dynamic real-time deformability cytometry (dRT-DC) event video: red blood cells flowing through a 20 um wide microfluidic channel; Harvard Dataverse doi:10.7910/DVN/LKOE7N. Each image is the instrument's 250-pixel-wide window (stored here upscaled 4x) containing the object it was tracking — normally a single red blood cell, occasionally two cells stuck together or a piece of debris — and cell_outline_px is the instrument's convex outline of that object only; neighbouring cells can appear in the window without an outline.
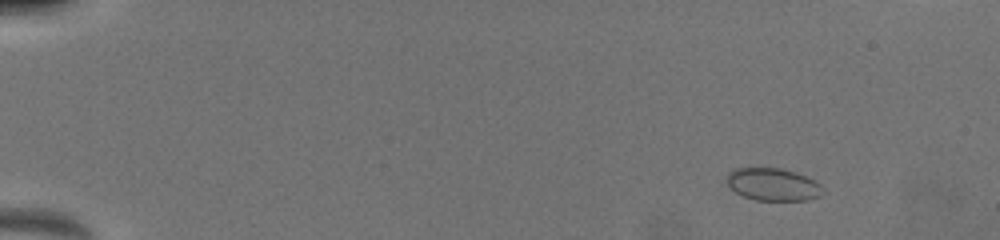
{"species": "common noctule bat (a hibernating species)", "species_latin": "Nyctalus noctula", "temperature_condition": "warm", "stored_images_in_passage": 44, "camera_frame_rate_fps": 3000, "um_per_image_px": 0.085, "animal": {"sex": "female", "body_mass_g": 19.5, "forearm_length_mm": 54.1}, "frame": {"image": 1, "passage_image": 2, "time_ms": 0.333, "image_size_px": [1000, 240], "cell_outline_px": [[824, 188], [820, 196], [808, 200], [756, 200], [744, 196], [736, 192], [724, 180], [728, 172], [736, 168], [780, 168], [804, 176], [820, 184]], "centroid_in_image_um": [65.67, 15.68], "position_along_channel_um": 19.3, "area_um2": 18.03}}
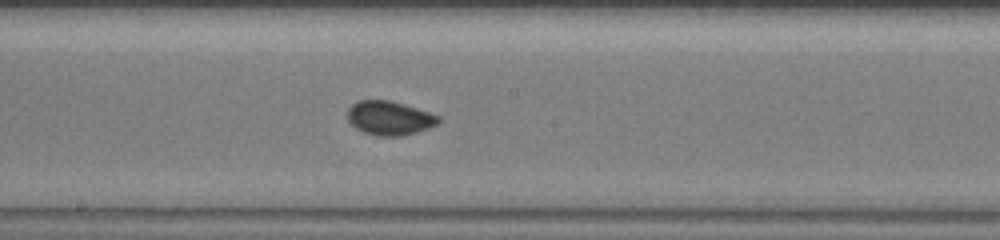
{"frame": {"image": 2, "passage_image": 23, "time_ms": 8.667, "image_size_px": [1000, 240], "cell_outline_px": [[440, 120], [436, 124], [428, 128], [416, 132], [400, 136], [380, 136], [364, 132], [356, 128], [348, 120], [348, 108], [356, 100], [388, 100], [404, 104], [440, 116]], "centroid_in_image_um": [33.09, 10.03], "position_along_channel_um": 215.1, "area_um2": 17.86}}
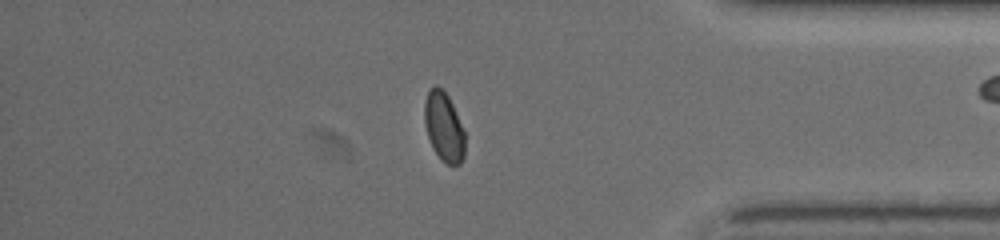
{"frame": {"image": 3, "passage_image": 37, "time_ms": 13.667, "image_size_px": [1000, 240], "cell_outline_px": [[464, 156], [460, 164], [448, 164], [440, 160], [432, 148], [424, 124], [424, 104], [428, 92], [436, 84], [448, 96], [456, 112], [464, 132]], "centroid_in_image_um": [37.71, 10.8], "position_along_channel_um": 397.5, "area_um2": 16.18}}